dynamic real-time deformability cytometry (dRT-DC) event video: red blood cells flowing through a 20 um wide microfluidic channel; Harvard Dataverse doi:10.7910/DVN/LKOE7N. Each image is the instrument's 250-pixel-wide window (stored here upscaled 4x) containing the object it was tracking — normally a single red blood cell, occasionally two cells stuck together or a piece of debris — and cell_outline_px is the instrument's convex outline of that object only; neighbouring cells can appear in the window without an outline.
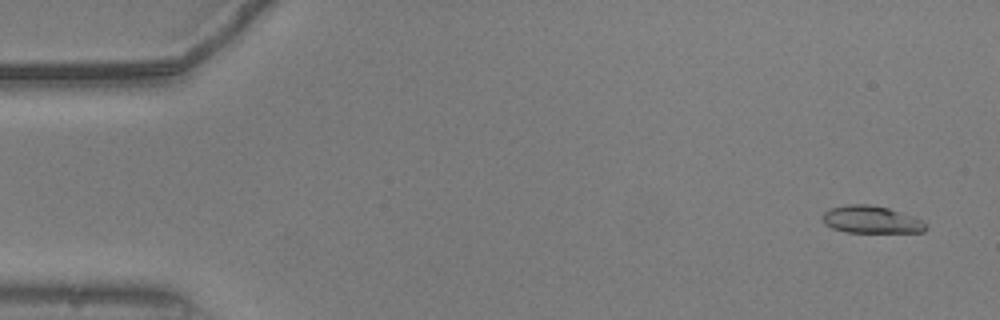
{"species": "common noctule bat (a hibernating species)", "species_latin": "Nyctalus noctula", "temperature_condition": "warm", "stored_images_in_passage": 53, "camera_frame_rate_fps": 3000, "um_per_image_px": 0.085, "animal": {"sex": "male", "body_mass_g": 20.5, "forearm_length_mm": 52.5}, "frame": {"image": 1, "passage_image": 2, "time_ms": 0.333, "image_size_px": [1000, 320], "cell_outline_px": [[928, 228], [924, 232], [844, 232], [832, 228], [824, 224], [820, 216], [828, 208], [848, 204], [868, 204], [888, 208], [912, 216], [928, 224]], "centroid_in_image_um": [74.01, 18.67], "position_along_channel_um": 11.0, "area_um2": 16.65}}
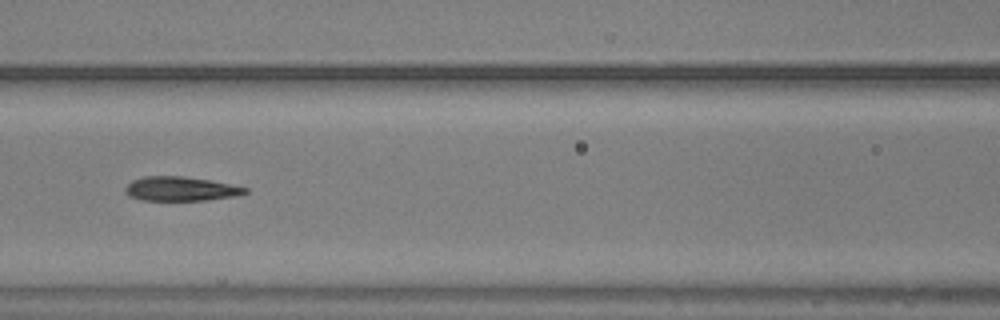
{"frame": {"image": 2, "passage_image": 23, "time_ms": 7.333, "image_size_px": [1000, 320], "cell_outline_px": [[248, 192], [236, 196], [208, 200], [140, 200], [128, 196], [124, 192], [124, 188], [132, 180], [144, 176], [184, 176], [232, 184], [248, 188]], "centroid_in_image_um": [15.34, 16.05], "position_along_channel_um": 151.3, "area_um2": 17.05}}
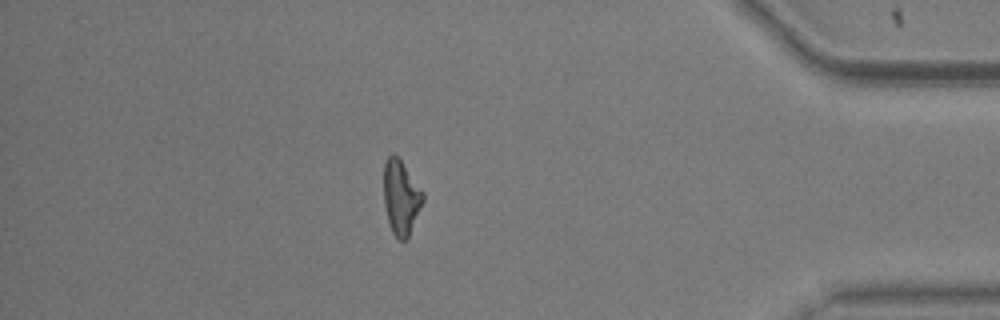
{"frame": {"image": 3, "passage_image": 46, "time_ms": 15.0, "image_size_px": [1000, 320], "cell_outline_px": [[424, 200], [408, 236], [404, 240], [400, 240], [392, 232], [388, 224], [384, 204], [384, 164], [388, 156], [392, 152], [400, 160], [424, 192]], "centroid_in_image_um": [34.07, 16.77], "position_along_channel_um": 401.1, "area_um2": 16.82}, "authors_computed_cell_mechanics": {"area_um2": 17.2822, "velocity_mm_per_s": 3.7884, "shape_relaxation_time_tau1_ms": 4.6649, "shape_relaxation_time_tau2_ms": 2.4145, "deformation_change_tau1": 0.2204, "deformation_change_tau2": 0.1262}}